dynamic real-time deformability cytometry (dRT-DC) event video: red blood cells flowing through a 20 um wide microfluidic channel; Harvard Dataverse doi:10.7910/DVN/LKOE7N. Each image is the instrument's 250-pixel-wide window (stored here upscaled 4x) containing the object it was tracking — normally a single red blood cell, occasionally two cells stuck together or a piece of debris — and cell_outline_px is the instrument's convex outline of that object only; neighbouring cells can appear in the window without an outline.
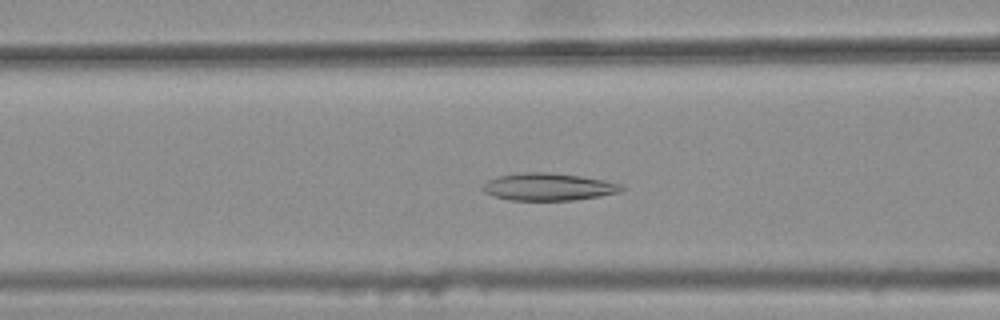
{"species": "common noctule bat (a hibernating species)", "species_latin": "Nyctalus noctula", "temperature_condition": "warm", "stored_images_in_passage": 44, "camera_frame_rate_fps": 3000, "um_per_image_px": 0.085, "animal": {"sex": "female", "body_mass_g": 25.1}, "frame": {"image": 1, "passage_image": 20, "time_ms": 6.333, "image_size_px": [1000, 320], "cell_outline_px": [[628, 188], [620, 192], [600, 196], [572, 200], [508, 200], [484, 192], [480, 188], [488, 180], [496, 176], [520, 172], [548, 172], [580, 176], [604, 180], [624, 184]], "centroid_in_image_um": [46.64, 15.87], "position_along_channel_um": 120.0, "area_um2": 22.37}}
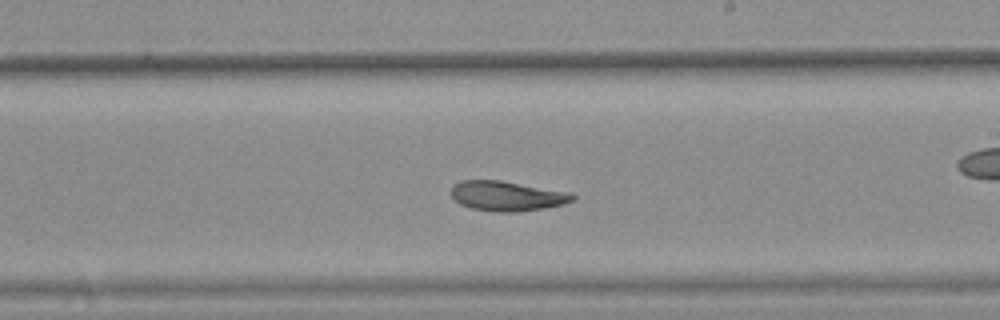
{"frame": {"image": 2, "passage_image": 30, "time_ms": 9.667, "image_size_px": [1000, 320], "cell_outline_px": [[576, 196], [572, 200], [564, 204], [544, 208], [516, 212], [500, 212], [472, 208], [460, 204], [452, 196], [452, 184], [460, 180], [500, 180], [572, 192]], "centroid_in_image_um": [43.11, 16.65], "position_along_channel_um": 245.9, "area_um2": 21.15}}
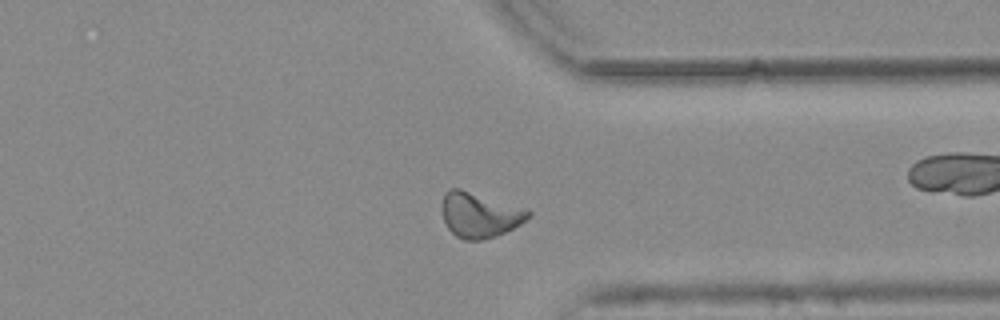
{"frame": {"image": 3, "passage_image": 40, "time_ms": 13.0, "image_size_px": [1000, 320], "cell_outline_px": [[532, 216], [520, 224], [496, 236], [484, 240], [464, 240], [456, 236], [448, 228], [444, 220], [444, 192], [452, 188], [460, 188], [528, 208], [532, 212]], "centroid_in_image_um": [40.83, 18.26], "position_along_channel_um": 370.6, "area_um2": 22.72}}